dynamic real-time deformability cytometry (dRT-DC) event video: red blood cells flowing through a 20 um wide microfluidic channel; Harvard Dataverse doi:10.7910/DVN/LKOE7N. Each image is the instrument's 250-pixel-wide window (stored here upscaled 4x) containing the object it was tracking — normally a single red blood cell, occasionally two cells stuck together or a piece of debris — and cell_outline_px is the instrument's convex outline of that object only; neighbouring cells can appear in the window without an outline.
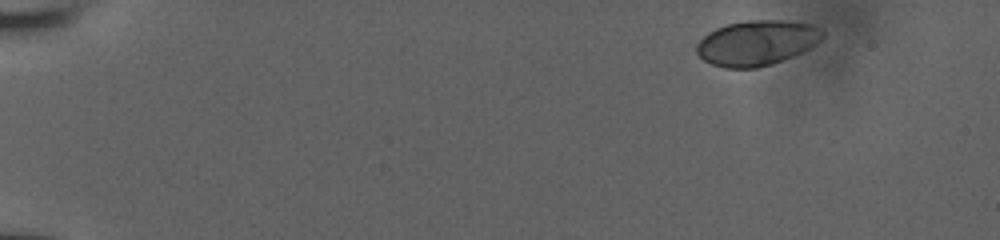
{"species": "human", "species_latin": "Homo sapiens", "temperature_condition": "room temperature", "stored_images_in_passage": 17, "camera_frame_rate_fps": 3000, "um_per_image_px": 0.085, "donor": {"sex": "male"}, "frame": {"image": 1, "passage_image": 1, "time_ms": 0.0, "image_size_px": [1000, 240], "cell_outline_px": [[824, 36], [820, 40], [808, 48], [792, 56], [772, 64], [756, 68], [724, 68], [712, 64], [704, 60], [696, 52], [696, 44], [708, 32], [716, 28], [728, 24], [748, 20], [788, 20], [812, 24], [820, 28], [824, 32]], "centroid_in_image_um": [64.32, 3.63], "position_along_channel_um": 20.7, "area_um2": 33.06}}
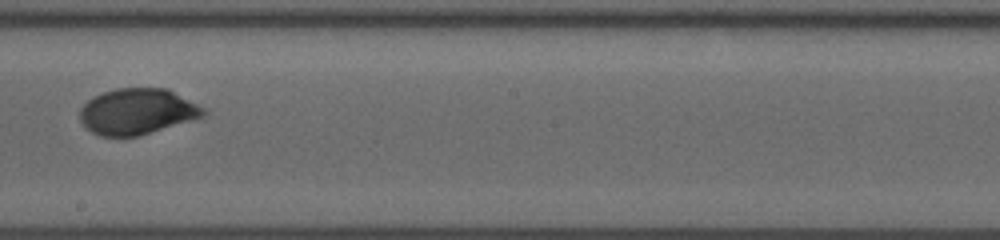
{"frame": {"image": 2, "passage_image": 10, "time_ms": 9.333, "image_size_px": [1000, 240], "cell_outline_px": [[208, 112], [204, 116], [136, 136], [100, 136], [84, 128], [80, 120], [80, 108], [92, 96], [116, 88], [168, 88], [204, 108]], "centroid_in_image_um": [11.62, 9.47], "position_along_channel_um": 236.6, "area_um2": 32.89}}
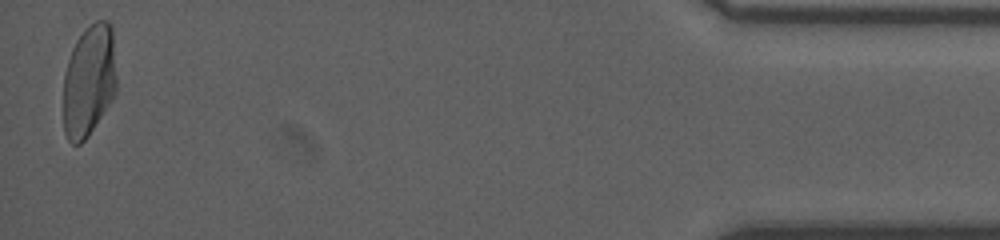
{"frame": {"image": 3, "passage_image": 17, "time_ms": 16.333, "image_size_px": [1000, 240], "cell_outline_px": [[116, 92], [88, 136], [80, 144], [72, 144], [68, 140], [64, 132], [64, 72], [72, 48], [76, 40], [96, 20], [108, 20], [112, 24], [116, 76]], "centroid_in_image_um": [7.56, 6.85], "position_along_channel_um": 427.6, "area_um2": 34.62}, "authors_computed_cell_mechanics": {"area_um2": 33.4662, "velocity_mm_per_s": 3.8411, "shape_relaxation_time_tau1_ms": 3.3397, "shape_relaxation_time_tau2_ms": null, "deformation_change_tau1": 0.14, "deformation_change_tau2": null}}